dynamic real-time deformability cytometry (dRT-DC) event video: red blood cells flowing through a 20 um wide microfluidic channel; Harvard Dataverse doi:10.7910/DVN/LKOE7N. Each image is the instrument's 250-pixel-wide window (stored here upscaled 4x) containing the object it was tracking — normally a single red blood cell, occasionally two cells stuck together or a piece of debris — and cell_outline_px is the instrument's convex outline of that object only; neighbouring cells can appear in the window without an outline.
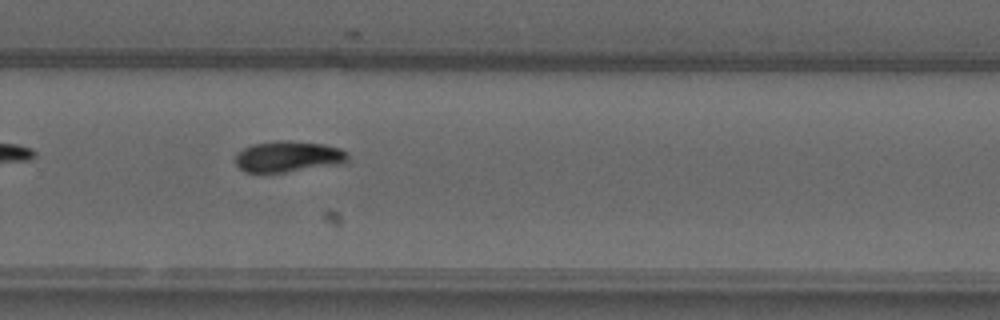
{"species": "common noctule bat (a hibernating species)", "species_latin": "Nyctalus noctula", "temperature_condition": "warm", "stored_images_in_passage": 36, "camera_frame_rate_fps": 3000, "um_per_image_px": 0.085, "animal": {"sex": "male", "forearm_length_mm": 52.5}, "frame": {"image": 1, "passage_image": 21, "time_ms": 6.667, "image_size_px": [1000, 320], "cell_outline_px": [[348, 160], [344, 164], [284, 172], [244, 172], [236, 164], [236, 152], [252, 144], [280, 140], [288, 140], [324, 144], [340, 148], [348, 152]], "centroid_in_image_um": [24.53, 13.3], "position_along_channel_um": 305.3, "area_um2": 20.52}}